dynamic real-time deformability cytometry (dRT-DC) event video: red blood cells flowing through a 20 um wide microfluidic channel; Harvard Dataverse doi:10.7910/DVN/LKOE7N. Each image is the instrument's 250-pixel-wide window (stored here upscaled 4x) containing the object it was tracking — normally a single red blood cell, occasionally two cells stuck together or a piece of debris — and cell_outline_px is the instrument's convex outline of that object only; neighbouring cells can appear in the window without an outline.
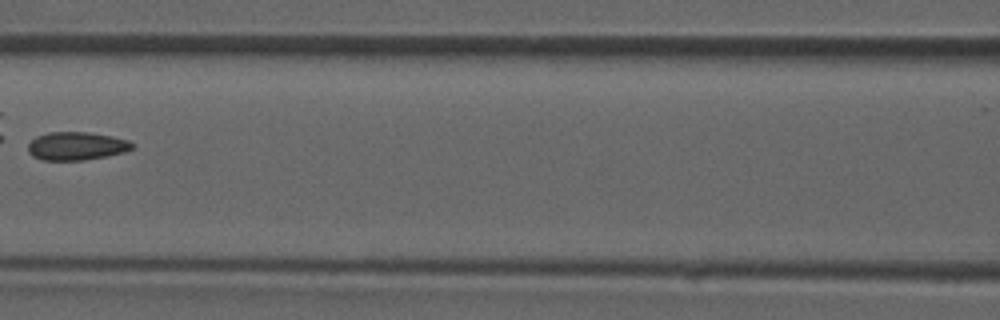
{"species": "common noctule bat (a hibernating species)", "species_latin": "Nyctalus noctula", "temperature_condition": "room temperature", "stored_images_in_passage": 4, "camera_frame_rate_fps": 3000, "um_per_image_px": 0.085, "animal": {"sex": "male", "forearm_length_mm": 52.5}, "frame": {"image": 1, "passage_image": 4, "time_ms": 1.0, "image_size_px": [1000, 320], "cell_outline_px": [[132, 148], [124, 152], [108, 156], [84, 160], [44, 160], [32, 156], [28, 152], [28, 144], [36, 136], [48, 132], [88, 132], [112, 136], [128, 140], [132, 144]], "centroid_in_image_um": [6.47, 12.41], "position_along_channel_um": 160.1, "area_um2": 17.11}}